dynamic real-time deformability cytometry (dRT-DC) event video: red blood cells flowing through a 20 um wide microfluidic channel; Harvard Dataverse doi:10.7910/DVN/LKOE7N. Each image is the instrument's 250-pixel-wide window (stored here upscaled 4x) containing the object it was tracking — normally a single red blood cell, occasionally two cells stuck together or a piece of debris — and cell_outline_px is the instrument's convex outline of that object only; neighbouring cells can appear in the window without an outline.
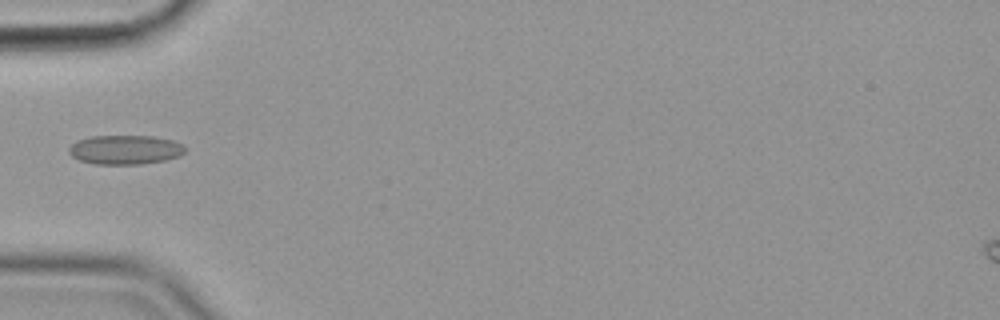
{"species": "common noctule bat (a hibernating species)", "species_latin": "Nyctalus noctula", "temperature_condition": "cold", "stored_images_in_passage": 20, "camera_frame_rate_fps": 3000, "um_per_image_px": 0.085, "animal": {"sex": "female", "body_mass_g": 19.9}, "frame": {"image": 1, "passage_image": 1, "time_ms": 0.0, "image_size_px": [1000, 320], "cell_outline_px": [[188, 148], [180, 156], [164, 160], [140, 164], [96, 164], [80, 160], [72, 156], [68, 152], [68, 148], [76, 140], [92, 136], [152, 136], [172, 140], [184, 144]], "centroid_in_image_um": [10.66, 12.72], "position_along_channel_um": 74.3, "area_um2": 19.88}}
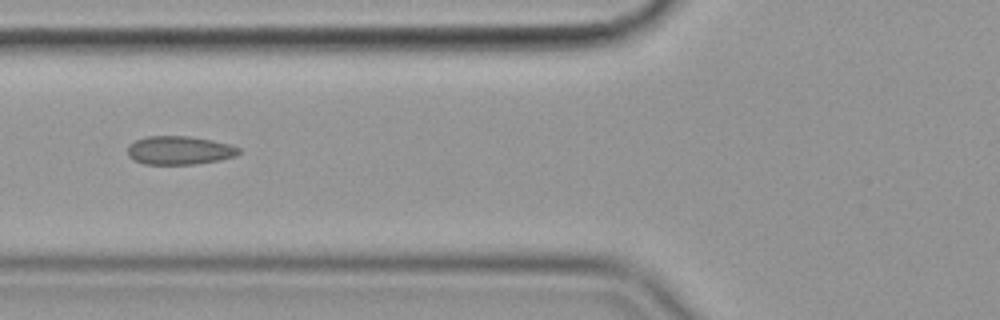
{"frame": {"image": 2, "passage_image": 4, "time_ms": 1.0, "image_size_px": [1000, 320], "cell_outline_px": [[240, 152], [236, 156], [220, 160], [196, 164], [144, 164], [128, 156], [128, 144], [136, 140], [148, 136], [188, 136], [212, 140], [232, 144], [240, 148]], "centroid_in_image_um": [15.28, 12.77], "position_along_channel_um": 110.5, "area_um2": 18.55}}